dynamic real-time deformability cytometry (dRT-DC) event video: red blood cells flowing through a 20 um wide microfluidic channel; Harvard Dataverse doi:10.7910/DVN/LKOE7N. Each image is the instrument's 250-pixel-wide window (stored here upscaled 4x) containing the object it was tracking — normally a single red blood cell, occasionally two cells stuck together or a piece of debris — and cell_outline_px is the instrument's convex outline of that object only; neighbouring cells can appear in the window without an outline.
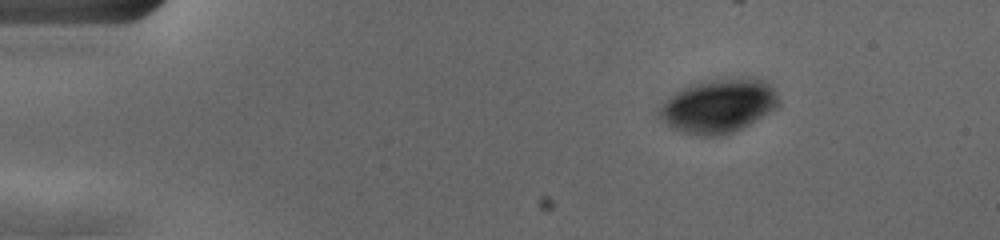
{"species": "human", "species_latin": "Homo sapiens", "temperature_condition": "cold", "stored_images_in_passage": 49, "camera_frame_rate_fps": 3000, "um_per_image_px": 0.085, "donor": {"sex": "female"}, "frame": {"image": 1, "passage_image": 1, "time_ms": 0.0, "image_size_px": [1000, 240], "cell_outline_px": [[776, 104], [768, 112], [748, 124], [732, 132], [720, 136], [696, 136], [672, 128], [656, 112], [676, 92], [692, 84], [712, 80], [744, 76], [760, 80], [768, 84], [772, 88], [776, 96]], "centroid_in_image_um": [61.04, 9.0], "position_along_channel_um": 24.0, "area_um2": 36.36}}
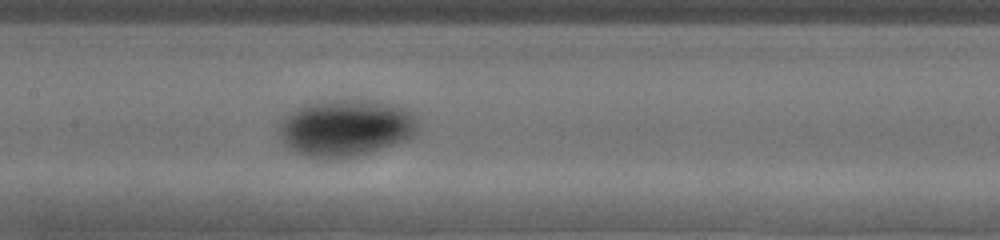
{"frame": {"image": 2, "passage_image": 21, "time_ms": 6.667, "image_size_px": [1000, 240], "cell_outline_px": [[416, 132], [408, 140], [372, 152], [356, 156], [308, 156], [296, 152], [288, 148], [280, 136], [280, 120], [288, 112], [304, 104], [320, 100], [372, 100], [396, 104], [408, 108], [416, 116]], "centroid_in_image_um": [29.42, 10.82], "position_along_channel_um": 178.0, "area_um2": 46.07}}
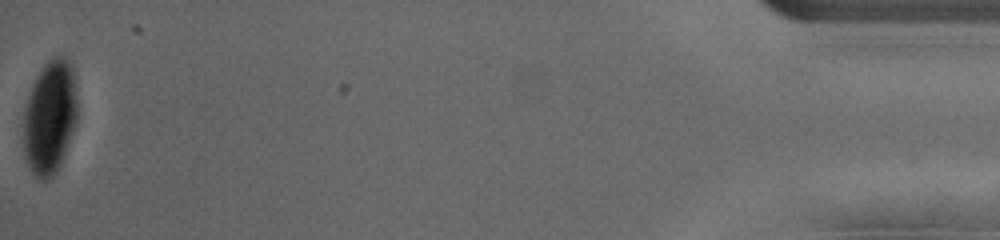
{"frame": {"image": 3, "passage_image": 49, "time_ms": 16.0, "image_size_px": [1000, 240], "cell_outline_px": [[76, 120], [72, 132], [60, 164], [56, 172], [48, 180], [40, 180], [32, 172], [24, 156], [24, 108], [32, 84], [40, 68], [52, 56], [64, 56], [72, 64], [76, 100]], "centroid_in_image_um": [4.21, 9.93], "position_along_channel_um": 431.0, "area_um2": 35.55}, "authors_computed_cell_mechanics": {"area_um2": 42.0206, "velocity_mm_per_s": 3.6699, "shape_relaxation_time_tau1_ms": 4.4946, "shape_relaxation_time_tau2_ms": 3.8295, "deformation_change_tau1": 0.114, "deformation_change_tau2": 0.0138}}